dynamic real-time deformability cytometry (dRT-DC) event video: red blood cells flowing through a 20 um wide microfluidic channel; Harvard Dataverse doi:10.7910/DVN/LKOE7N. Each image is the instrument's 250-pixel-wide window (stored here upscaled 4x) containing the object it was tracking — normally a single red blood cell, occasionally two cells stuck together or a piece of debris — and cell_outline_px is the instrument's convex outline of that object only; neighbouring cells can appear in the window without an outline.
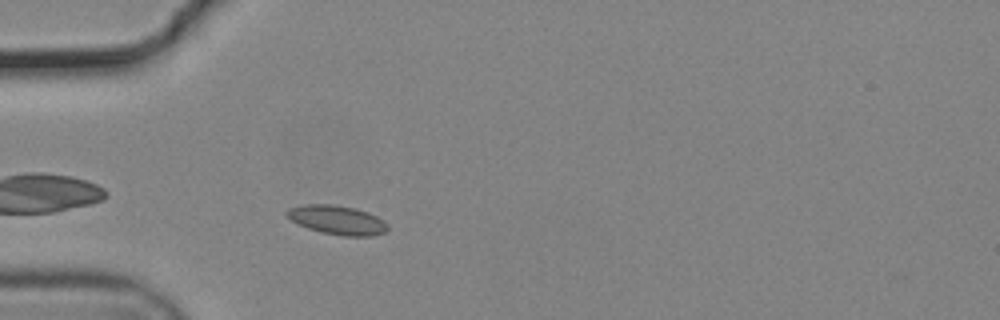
{"species": "common noctule bat (a hibernating species)", "species_latin": "Nyctalus noctula", "temperature_condition": "cold", "stored_images_in_passage": 7, "camera_frame_rate_fps": 3000, "um_per_image_px": 0.085, "animal": {"sex": "male", "body_mass_g": 19.2, "forearm_length_mm": 51.8}, "frame": {"image": 1, "passage_image": 4, "time_ms": 1.0, "image_size_px": [1000, 320], "cell_outline_px": [[388, 228], [384, 232], [372, 236], [344, 236], [320, 232], [308, 228], [292, 220], [284, 212], [288, 208], [304, 204], [332, 204], [356, 208], [368, 212], [384, 220], [388, 224]], "centroid_in_image_um": [28.67, 18.69], "position_along_channel_um": 56.3, "area_um2": 17.11}}